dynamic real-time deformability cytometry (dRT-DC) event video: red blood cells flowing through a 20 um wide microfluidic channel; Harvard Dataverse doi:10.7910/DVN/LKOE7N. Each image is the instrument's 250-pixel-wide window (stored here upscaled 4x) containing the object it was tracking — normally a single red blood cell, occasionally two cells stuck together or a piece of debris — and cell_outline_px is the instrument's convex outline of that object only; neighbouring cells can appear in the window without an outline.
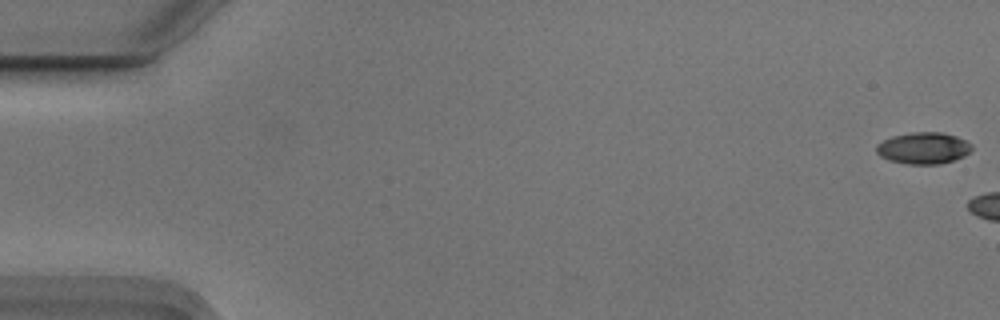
{"species": "Egyptian fruit bat (a non-hibernating species)", "species_latin": "Rousettus aegyptiacus", "temperature_condition": "cold", "stored_images_in_passage": 10, "camera_frame_rate_fps": 3000, "um_per_image_px": 0.085, "animal": {"sex": "male"}, "frame": {"image": 1, "passage_image": 1, "time_ms": 0.0, "image_size_px": [1000, 320], "cell_outline_px": [[972, 148], [964, 156], [940, 164], [908, 164], [888, 160], [880, 156], [876, 152], [876, 144], [892, 136], [916, 132], [940, 132], [956, 136], [964, 140]], "centroid_in_image_um": [78.44, 12.59], "position_along_channel_um": 6.6, "area_um2": 17.34}}